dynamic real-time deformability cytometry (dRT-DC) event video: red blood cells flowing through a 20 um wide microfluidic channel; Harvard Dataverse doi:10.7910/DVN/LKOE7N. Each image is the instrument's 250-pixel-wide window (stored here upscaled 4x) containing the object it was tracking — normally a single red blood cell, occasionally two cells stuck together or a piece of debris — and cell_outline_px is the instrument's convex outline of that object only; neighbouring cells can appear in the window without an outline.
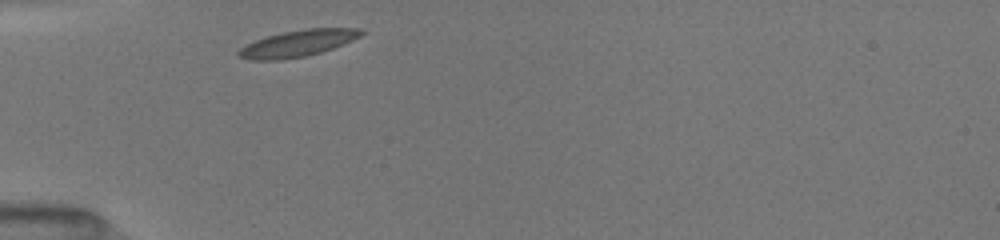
{"species": "common noctule bat (a hibernating species)", "species_latin": "Nyctalus noctula", "temperature_condition": "room temperature", "stored_images_in_passage": 30, "camera_frame_rate_fps": 3000, "um_per_image_px": 0.085, "animal": {"sex": "female", "body_mass_g": 19.5, "forearm_length_mm": 54.1}, "frame": {"image": 1, "passage_image": 1, "time_ms": 0.0, "image_size_px": [1000, 240], "cell_outline_px": [[368, 32], [352, 40], [332, 48], [320, 52], [304, 56], [280, 60], [252, 60], [236, 56], [236, 52], [244, 44], [268, 36], [284, 32], [308, 28], [360, 28]], "centroid_in_image_um": [25.29, 3.68], "position_along_channel_um": 59.7, "area_um2": 18.9}}
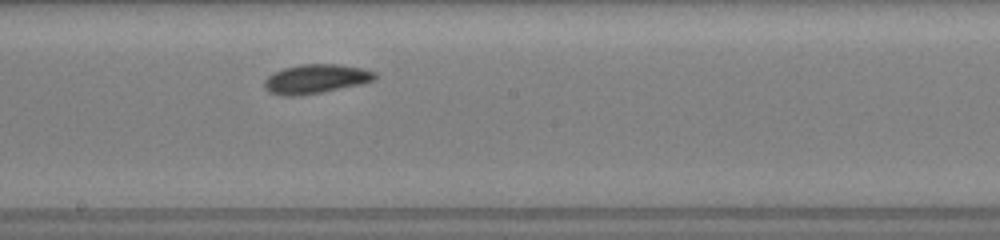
{"frame": {"image": 2, "passage_image": 14, "time_ms": 4.333, "image_size_px": [1000, 240], "cell_outline_px": [[376, 76], [372, 80], [360, 84], [300, 96], [280, 96], [268, 92], [264, 88], [264, 80], [272, 72], [284, 68], [300, 64], [340, 64], [360, 68], [376, 72]], "centroid_in_image_um": [26.76, 6.71], "position_along_channel_um": 221.4, "area_um2": 18.79}}
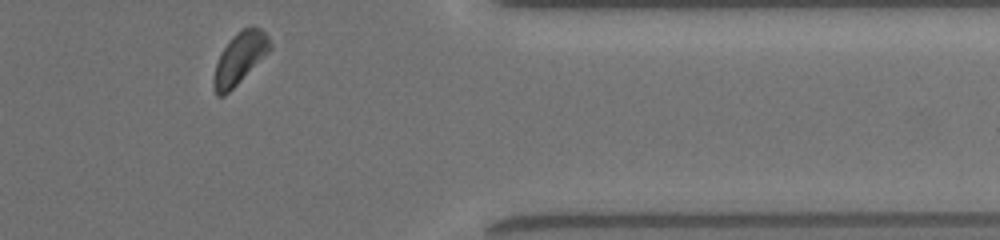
{"frame": {"image": 3, "passage_image": 28, "time_ms": 9.0, "image_size_px": [1000, 240], "cell_outline_px": [[272, 48], [224, 96], [216, 96], [212, 84], [212, 80], [216, 64], [220, 52], [232, 36], [236, 32], [244, 28], [260, 28], [268, 36], [272, 44]], "centroid_in_image_um": [20.34, 4.95], "position_along_channel_um": 391.1, "area_um2": 16.59}, "authors_computed_cell_mechanics": {"area_um2": 17.8024, "velocity_mm_per_s": 3.9381, "shape_relaxation_time_tau1_ms": 2.0651, "shape_relaxation_time_tau2_ms": null, "deformation_change_tau1": 0.0834, "deformation_change_tau2": null}}